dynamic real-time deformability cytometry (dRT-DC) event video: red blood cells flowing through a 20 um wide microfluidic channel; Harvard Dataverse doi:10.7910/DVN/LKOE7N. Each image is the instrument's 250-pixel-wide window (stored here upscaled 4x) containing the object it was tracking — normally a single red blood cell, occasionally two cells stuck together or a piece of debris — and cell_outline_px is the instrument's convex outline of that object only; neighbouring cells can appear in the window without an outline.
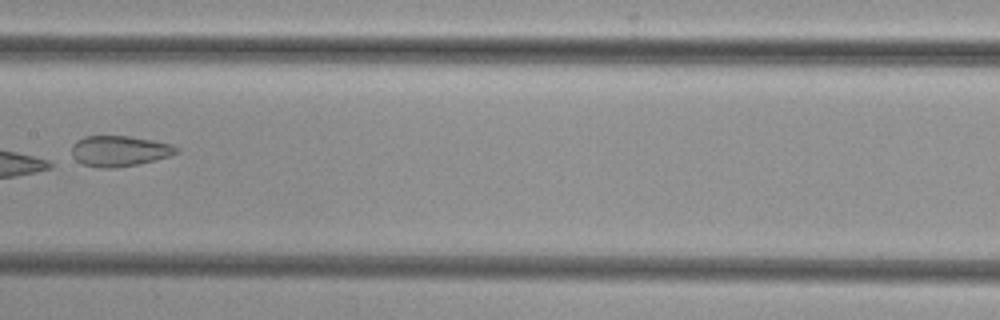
{"species": "common noctule bat (a hibernating species)", "species_latin": "Nyctalus noctula", "temperature_condition": "cold", "stored_images_in_passage": 8, "camera_frame_rate_fps": 3000, "um_per_image_px": 0.085, "animal": {"sex": "female", "body_mass_g": 29.2, "forearm_length_mm": 56.3}, "frame": {"image": 1, "passage_image": 8, "time_ms": 2.333, "image_size_px": [1000, 320], "cell_outline_px": [[180, 152], [168, 156], [136, 164], [112, 168], [96, 168], [84, 164], [76, 160], [72, 156], [72, 144], [76, 140], [84, 136], [128, 136], [152, 140], [172, 144], [180, 148]], "centroid_in_image_um": [10.13, 12.82], "position_along_channel_um": 197.3, "area_um2": 18.67}}